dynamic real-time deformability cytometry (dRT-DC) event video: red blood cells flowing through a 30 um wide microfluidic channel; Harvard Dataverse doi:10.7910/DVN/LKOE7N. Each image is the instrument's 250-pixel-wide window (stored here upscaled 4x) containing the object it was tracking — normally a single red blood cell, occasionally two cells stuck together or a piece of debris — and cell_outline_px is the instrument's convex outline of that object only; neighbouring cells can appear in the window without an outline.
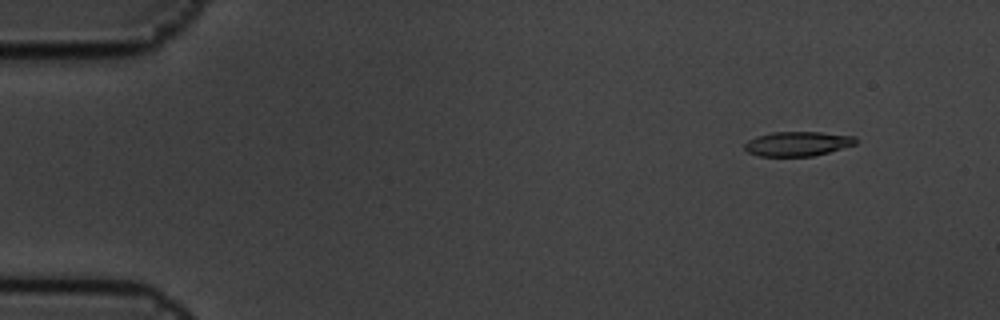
{"species": "common noctule bat (a hibernating species)", "species_latin": "Nyctalus noctula", "temperature_condition": "cold", "stored_images_in_passage": 10, "camera_frame_rate_fps": 3000, "um_per_image_px": 0.085, "animal": {"sex": "male", "body_mass_g": 19.5, "forearm_length_mm": 54.6}, "frame": {"image": 1, "passage_image": 2, "time_ms": 0.333, "image_size_px": [1000, 320], "cell_outline_px": [[856, 144], [828, 152], [812, 156], [760, 156], [748, 152], [744, 148], [744, 144], [748, 140], [756, 136], [772, 132], [820, 132], [856, 136]], "centroid_in_image_um": [67.78, 12.21], "position_along_channel_um": 17.2, "area_um2": 15.84}}
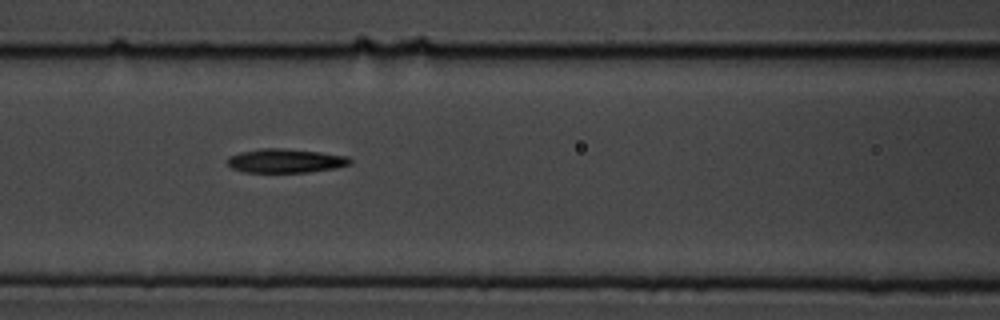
{"frame": {"image": 2, "passage_image": 8, "time_ms": 2.333, "image_size_px": [1000, 320], "cell_outline_px": [[352, 164], [336, 168], [308, 172], [244, 172], [232, 168], [228, 164], [228, 156], [240, 152], [260, 148], [284, 148], [320, 152], [348, 156], [352, 160]], "centroid_in_image_um": [24.29, 13.66], "position_along_channel_um": 142.3, "area_um2": 17.22}}
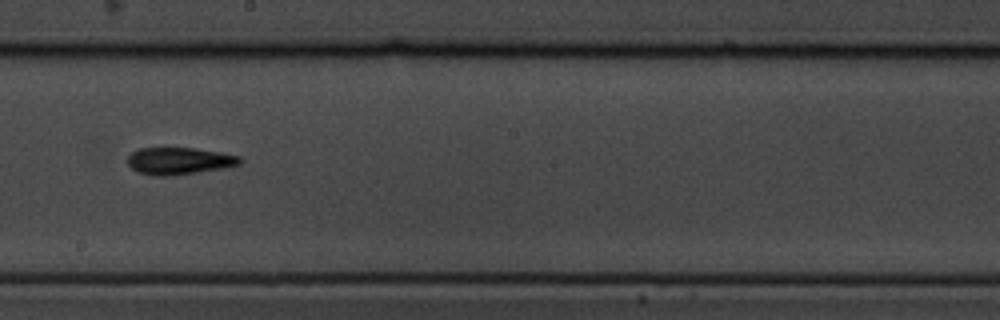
{"frame": {"image": 3, "passage_image": 10, "time_ms": 3.0, "image_size_px": [1000, 320], "cell_outline_px": [[240, 164], [224, 168], [168, 176], [152, 176], [136, 172], [128, 164], [128, 156], [132, 152], [140, 148], [192, 148], [220, 152], [240, 156]], "centroid_in_image_um": [15.19, 13.68], "position_along_channel_um": 233.0, "area_um2": 17.63}}